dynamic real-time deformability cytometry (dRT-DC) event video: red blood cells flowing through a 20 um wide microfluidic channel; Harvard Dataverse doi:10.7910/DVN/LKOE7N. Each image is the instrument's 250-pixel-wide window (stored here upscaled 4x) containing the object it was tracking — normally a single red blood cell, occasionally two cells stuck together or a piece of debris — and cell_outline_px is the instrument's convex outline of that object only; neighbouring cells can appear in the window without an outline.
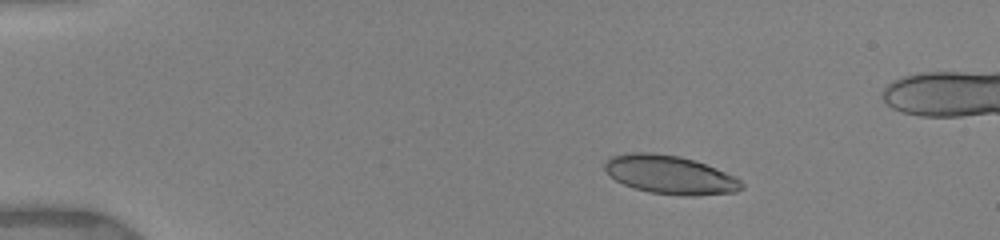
{"species": "human", "species_latin": "Homo sapiens", "temperature_condition": "warm", "stored_images_in_passage": 5, "camera_frame_rate_fps": 3000, "um_per_image_px": 0.085, "donor": {"sex": "female"}, "frame": {"image": 1, "passage_image": 3, "time_ms": 2.333, "image_size_px": [1000, 240], "cell_outline_px": [[744, 188], [736, 192], [696, 196], [684, 196], [648, 192], [632, 188], [616, 180], [604, 168], [604, 164], [612, 156], [632, 152], [652, 152], [680, 156], [716, 168], [736, 176], [744, 184]], "centroid_in_image_um": [56.99, 14.87], "position_along_channel_um": 28.0, "area_um2": 30.81}}